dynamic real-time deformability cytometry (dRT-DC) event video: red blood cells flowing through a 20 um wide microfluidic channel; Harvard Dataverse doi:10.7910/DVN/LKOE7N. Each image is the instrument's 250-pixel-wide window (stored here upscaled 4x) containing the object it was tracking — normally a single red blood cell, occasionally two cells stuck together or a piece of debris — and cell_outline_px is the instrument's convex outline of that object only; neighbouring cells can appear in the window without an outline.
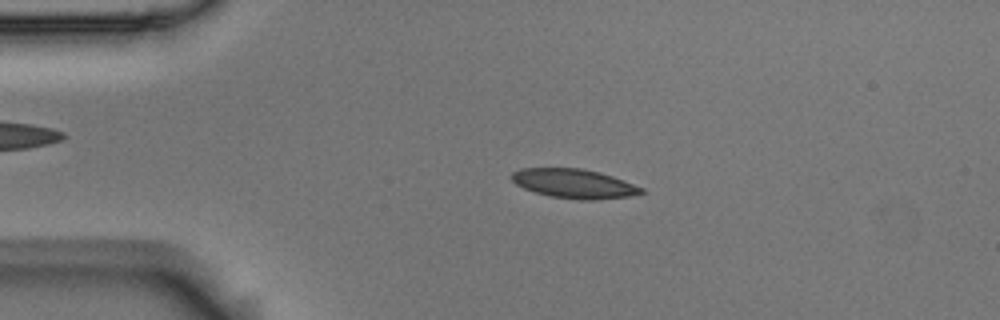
{"species": "Egyptian fruit bat (a non-hibernating species)", "species_latin": "Rousettus aegyptiacus", "temperature_condition": "room temperature", "stored_images_in_passage": 5, "camera_frame_rate_fps": 3000, "um_per_image_px": 0.085, "animal": {"sex": "male"}, "frame": {"image": 1, "passage_image": 4, "time_ms": 1.0, "image_size_px": [1000, 320], "cell_outline_px": [[648, 192], [628, 196], [600, 200], [580, 200], [552, 196], [536, 192], [524, 188], [516, 184], [508, 176], [512, 172], [520, 168], [580, 168], [600, 172], [624, 180], [644, 188]], "centroid_in_image_um": [48.81, 15.6], "position_along_channel_um": 36.2, "area_um2": 22.25}}